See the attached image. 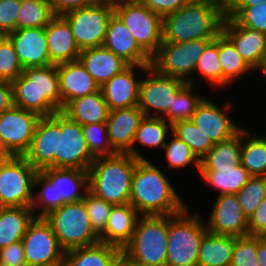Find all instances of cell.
<instances>
[{
  "mask_svg": "<svg viewBox=\"0 0 266 266\" xmlns=\"http://www.w3.org/2000/svg\"><path fill=\"white\" fill-rule=\"evenodd\" d=\"M116 266H151L128 256L122 249L119 252Z\"/></svg>",
  "mask_w": 266,
  "mask_h": 266,
  "instance_id": "obj_55",
  "label": "cell"
},
{
  "mask_svg": "<svg viewBox=\"0 0 266 266\" xmlns=\"http://www.w3.org/2000/svg\"><path fill=\"white\" fill-rule=\"evenodd\" d=\"M206 223L214 234L241 237L249 235L248 218L243 213L236 194L217 195Z\"/></svg>",
  "mask_w": 266,
  "mask_h": 266,
  "instance_id": "obj_19",
  "label": "cell"
},
{
  "mask_svg": "<svg viewBox=\"0 0 266 266\" xmlns=\"http://www.w3.org/2000/svg\"><path fill=\"white\" fill-rule=\"evenodd\" d=\"M144 117L138 106L111 110L106 121L112 148L117 153H128L132 148L140 120Z\"/></svg>",
  "mask_w": 266,
  "mask_h": 266,
  "instance_id": "obj_25",
  "label": "cell"
},
{
  "mask_svg": "<svg viewBox=\"0 0 266 266\" xmlns=\"http://www.w3.org/2000/svg\"><path fill=\"white\" fill-rule=\"evenodd\" d=\"M218 53L222 66V86L227 87L232 82L240 80V75L253 71L222 32L218 35Z\"/></svg>",
  "mask_w": 266,
  "mask_h": 266,
  "instance_id": "obj_36",
  "label": "cell"
},
{
  "mask_svg": "<svg viewBox=\"0 0 266 266\" xmlns=\"http://www.w3.org/2000/svg\"><path fill=\"white\" fill-rule=\"evenodd\" d=\"M139 213L130 204L114 205L105 230L99 235L100 242L122 249L132 238Z\"/></svg>",
  "mask_w": 266,
  "mask_h": 266,
  "instance_id": "obj_28",
  "label": "cell"
},
{
  "mask_svg": "<svg viewBox=\"0 0 266 266\" xmlns=\"http://www.w3.org/2000/svg\"><path fill=\"white\" fill-rule=\"evenodd\" d=\"M231 106L230 102H226L220 108L211 100L204 97L198 104L191 121L206 136H209L214 144L229 140L242 128L238 124H235L229 115H227L230 114L227 112L232 110Z\"/></svg>",
  "mask_w": 266,
  "mask_h": 266,
  "instance_id": "obj_18",
  "label": "cell"
},
{
  "mask_svg": "<svg viewBox=\"0 0 266 266\" xmlns=\"http://www.w3.org/2000/svg\"><path fill=\"white\" fill-rule=\"evenodd\" d=\"M154 163L139 160L132 175L129 203L139 215H174L187 207L174 185Z\"/></svg>",
  "mask_w": 266,
  "mask_h": 266,
  "instance_id": "obj_1",
  "label": "cell"
},
{
  "mask_svg": "<svg viewBox=\"0 0 266 266\" xmlns=\"http://www.w3.org/2000/svg\"><path fill=\"white\" fill-rule=\"evenodd\" d=\"M93 5H108L115 7V0H89Z\"/></svg>",
  "mask_w": 266,
  "mask_h": 266,
  "instance_id": "obj_60",
  "label": "cell"
},
{
  "mask_svg": "<svg viewBox=\"0 0 266 266\" xmlns=\"http://www.w3.org/2000/svg\"><path fill=\"white\" fill-rule=\"evenodd\" d=\"M114 13L124 22L138 45L152 57L162 43L163 18L143 3L120 4Z\"/></svg>",
  "mask_w": 266,
  "mask_h": 266,
  "instance_id": "obj_12",
  "label": "cell"
},
{
  "mask_svg": "<svg viewBox=\"0 0 266 266\" xmlns=\"http://www.w3.org/2000/svg\"><path fill=\"white\" fill-rule=\"evenodd\" d=\"M206 81L215 87H222V66L218 53V36L205 48L195 68Z\"/></svg>",
  "mask_w": 266,
  "mask_h": 266,
  "instance_id": "obj_41",
  "label": "cell"
},
{
  "mask_svg": "<svg viewBox=\"0 0 266 266\" xmlns=\"http://www.w3.org/2000/svg\"><path fill=\"white\" fill-rule=\"evenodd\" d=\"M13 43L7 37L0 45V80L14 81L23 72Z\"/></svg>",
  "mask_w": 266,
  "mask_h": 266,
  "instance_id": "obj_47",
  "label": "cell"
},
{
  "mask_svg": "<svg viewBox=\"0 0 266 266\" xmlns=\"http://www.w3.org/2000/svg\"><path fill=\"white\" fill-rule=\"evenodd\" d=\"M103 46L129 65H151V57L138 45L130 30L115 13L108 22Z\"/></svg>",
  "mask_w": 266,
  "mask_h": 266,
  "instance_id": "obj_21",
  "label": "cell"
},
{
  "mask_svg": "<svg viewBox=\"0 0 266 266\" xmlns=\"http://www.w3.org/2000/svg\"><path fill=\"white\" fill-rule=\"evenodd\" d=\"M41 186V190L33 195L31 203L35 217H44L65 203L82 200L89 190L88 171L75 168H45L38 171L34 181V188ZM40 207L38 214L36 211Z\"/></svg>",
  "mask_w": 266,
  "mask_h": 266,
  "instance_id": "obj_3",
  "label": "cell"
},
{
  "mask_svg": "<svg viewBox=\"0 0 266 266\" xmlns=\"http://www.w3.org/2000/svg\"><path fill=\"white\" fill-rule=\"evenodd\" d=\"M221 32L233 43L245 63L256 71L266 50V34L242 26L228 15L224 17Z\"/></svg>",
  "mask_w": 266,
  "mask_h": 266,
  "instance_id": "obj_20",
  "label": "cell"
},
{
  "mask_svg": "<svg viewBox=\"0 0 266 266\" xmlns=\"http://www.w3.org/2000/svg\"><path fill=\"white\" fill-rule=\"evenodd\" d=\"M56 16L48 0H21L16 30L45 27Z\"/></svg>",
  "mask_w": 266,
  "mask_h": 266,
  "instance_id": "obj_38",
  "label": "cell"
},
{
  "mask_svg": "<svg viewBox=\"0 0 266 266\" xmlns=\"http://www.w3.org/2000/svg\"><path fill=\"white\" fill-rule=\"evenodd\" d=\"M114 8L108 5H90L71 10L61 16L68 22L80 50L103 46L108 22Z\"/></svg>",
  "mask_w": 266,
  "mask_h": 266,
  "instance_id": "obj_11",
  "label": "cell"
},
{
  "mask_svg": "<svg viewBox=\"0 0 266 266\" xmlns=\"http://www.w3.org/2000/svg\"><path fill=\"white\" fill-rule=\"evenodd\" d=\"M262 2H266V0H236L232 5L255 6V5L261 4Z\"/></svg>",
  "mask_w": 266,
  "mask_h": 266,
  "instance_id": "obj_59",
  "label": "cell"
},
{
  "mask_svg": "<svg viewBox=\"0 0 266 266\" xmlns=\"http://www.w3.org/2000/svg\"><path fill=\"white\" fill-rule=\"evenodd\" d=\"M21 0L0 1V31L7 35L16 30L17 13Z\"/></svg>",
  "mask_w": 266,
  "mask_h": 266,
  "instance_id": "obj_49",
  "label": "cell"
},
{
  "mask_svg": "<svg viewBox=\"0 0 266 266\" xmlns=\"http://www.w3.org/2000/svg\"><path fill=\"white\" fill-rule=\"evenodd\" d=\"M226 9H228L236 0H218Z\"/></svg>",
  "mask_w": 266,
  "mask_h": 266,
  "instance_id": "obj_63",
  "label": "cell"
},
{
  "mask_svg": "<svg viewBox=\"0 0 266 266\" xmlns=\"http://www.w3.org/2000/svg\"><path fill=\"white\" fill-rule=\"evenodd\" d=\"M142 3L163 18L188 4V0H144Z\"/></svg>",
  "mask_w": 266,
  "mask_h": 266,
  "instance_id": "obj_52",
  "label": "cell"
},
{
  "mask_svg": "<svg viewBox=\"0 0 266 266\" xmlns=\"http://www.w3.org/2000/svg\"><path fill=\"white\" fill-rule=\"evenodd\" d=\"M138 161L129 153L95 158L87 170L88 191L114 205L129 203L132 175Z\"/></svg>",
  "mask_w": 266,
  "mask_h": 266,
  "instance_id": "obj_4",
  "label": "cell"
},
{
  "mask_svg": "<svg viewBox=\"0 0 266 266\" xmlns=\"http://www.w3.org/2000/svg\"><path fill=\"white\" fill-rule=\"evenodd\" d=\"M23 69L52 64L46 44L45 27L22 28L8 34Z\"/></svg>",
  "mask_w": 266,
  "mask_h": 266,
  "instance_id": "obj_23",
  "label": "cell"
},
{
  "mask_svg": "<svg viewBox=\"0 0 266 266\" xmlns=\"http://www.w3.org/2000/svg\"><path fill=\"white\" fill-rule=\"evenodd\" d=\"M44 218L51 225L64 251L100 242L99 235L91 227L83 200L65 203Z\"/></svg>",
  "mask_w": 266,
  "mask_h": 266,
  "instance_id": "obj_8",
  "label": "cell"
},
{
  "mask_svg": "<svg viewBox=\"0 0 266 266\" xmlns=\"http://www.w3.org/2000/svg\"><path fill=\"white\" fill-rule=\"evenodd\" d=\"M45 34L52 64L57 65L79 59L81 50L75 42L68 22L61 15H56L45 26Z\"/></svg>",
  "mask_w": 266,
  "mask_h": 266,
  "instance_id": "obj_26",
  "label": "cell"
},
{
  "mask_svg": "<svg viewBox=\"0 0 266 266\" xmlns=\"http://www.w3.org/2000/svg\"><path fill=\"white\" fill-rule=\"evenodd\" d=\"M37 173L24 157L0 165V207H31Z\"/></svg>",
  "mask_w": 266,
  "mask_h": 266,
  "instance_id": "obj_10",
  "label": "cell"
},
{
  "mask_svg": "<svg viewBox=\"0 0 266 266\" xmlns=\"http://www.w3.org/2000/svg\"><path fill=\"white\" fill-rule=\"evenodd\" d=\"M58 133H60V111L39 118L30 148L23 156L36 170L55 168Z\"/></svg>",
  "mask_w": 266,
  "mask_h": 266,
  "instance_id": "obj_17",
  "label": "cell"
},
{
  "mask_svg": "<svg viewBox=\"0 0 266 266\" xmlns=\"http://www.w3.org/2000/svg\"><path fill=\"white\" fill-rule=\"evenodd\" d=\"M34 218L31 207H0V249L21 241Z\"/></svg>",
  "mask_w": 266,
  "mask_h": 266,
  "instance_id": "obj_34",
  "label": "cell"
},
{
  "mask_svg": "<svg viewBox=\"0 0 266 266\" xmlns=\"http://www.w3.org/2000/svg\"><path fill=\"white\" fill-rule=\"evenodd\" d=\"M11 157L12 155L0 144V165L5 164Z\"/></svg>",
  "mask_w": 266,
  "mask_h": 266,
  "instance_id": "obj_58",
  "label": "cell"
},
{
  "mask_svg": "<svg viewBox=\"0 0 266 266\" xmlns=\"http://www.w3.org/2000/svg\"><path fill=\"white\" fill-rule=\"evenodd\" d=\"M149 77L141 78L138 108L144 116L162 118L172 106L175 94L186 84L177 77L165 76L148 66Z\"/></svg>",
  "mask_w": 266,
  "mask_h": 266,
  "instance_id": "obj_13",
  "label": "cell"
},
{
  "mask_svg": "<svg viewBox=\"0 0 266 266\" xmlns=\"http://www.w3.org/2000/svg\"><path fill=\"white\" fill-rule=\"evenodd\" d=\"M82 131L94 158L117 154L110 144L106 123L87 124L82 126Z\"/></svg>",
  "mask_w": 266,
  "mask_h": 266,
  "instance_id": "obj_45",
  "label": "cell"
},
{
  "mask_svg": "<svg viewBox=\"0 0 266 266\" xmlns=\"http://www.w3.org/2000/svg\"><path fill=\"white\" fill-rule=\"evenodd\" d=\"M256 70L263 72V77L265 78V81H266V50H265L264 56L262 57L260 65Z\"/></svg>",
  "mask_w": 266,
  "mask_h": 266,
  "instance_id": "obj_61",
  "label": "cell"
},
{
  "mask_svg": "<svg viewBox=\"0 0 266 266\" xmlns=\"http://www.w3.org/2000/svg\"><path fill=\"white\" fill-rule=\"evenodd\" d=\"M199 173L210 187L219 191L218 195L236 194L251 177L242 164L224 168H200Z\"/></svg>",
  "mask_w": 266,
  "mask_h": 266,
  "instance_id": "obj_33",
  "label": "cell"
},
{
  "mask_svg": "<svg viewBox=\"0 0 266 266\" xmlns=\"http://www.w3.org/2000/svg\"><path fill=\"white\" fill-rule=\"evenodd\" d=\"M8 37V35L2 31H0V45L3 43V41Z\"/></svg>",
  "mask_w": 266,
  "mask_h": 266,
  "instance_id": "obj_65",
  "label": "cell"
},
{
  "mask_svg": "<svg viewBox=\"0 0 266 266\" xmlns=\"http://www.w3.org/2000/svg\"><path fill=\"white\" fill-rule=\"evenodd\" d=\"M147 67L129 65L100 87L110 111L138 106L141 79H136L135 70L141 69L145 71Z\"/></svg>",
  "mask_w": 266,
  "mask_h": 266,
  "instance_id": "obj_22",
  "label": "cell"
},
{
  "mask_svg": "<svg viewBox=\"0 0 266 266\" xmlns=\"http://www.w3.org/2000/svg\"><path fill=\"white\" fill-rule=\"evenodd\" d=\"M27 266L64 262V250L44 217H35L22 238Z\"/></svg>",
  "mask_w": 266,
  "mask_h": 266,
  "instance_id": "obj_16",
  "label": "cell"
},
{
  "mask_svg": "<svg viewBox=\"0 0 266 266\" xmlns=\"http://www.w3.org/2000/svg\"><path fill=\"white\" fill-rule=\"evenodd\" d=\"M33 266H65L64 262H53L50 264H41V265H33Z\"/></svg>",
  "mask_w": 266,
  "mask_h": 266,
  "instance_id": "obj_64",
  "label": "cell"
},
{
  "mask_svg": "<svg viewBox=\"0 0 266 266\" xmlns=\"http://www.w3.org/2000/svg\"><path fill=\"white\" fill-rule=\"evenodd\" d=\"M168 215H141L131 240L122 250L151 266H166Z\"/></svg>",
  "mask_w": 266,
  "mask_h": 266,
  "instance_id": "obj_7",
  "label": "cell"
},
{
  "mask_svg": "<svg viewBox=\"0 0 266 266\" xmlns=\"http://www.w3.org/2000/svg\"><path fill=\"white\" fill-rule=\"evenodd\" d=\"M11 83L15 106L37 113L40 117L62 111L56 64L26 68Z\"/></svg>",
  "mask_w": 266,
  "mask_h": 266,
  "instance_id": "obj_2",
  "label": "cell"
},
{
  "mask_svg": "<svg viewBox=\"0 0 266 266\" xmlns=\"http://www.w3.org/2000/svg\"><path fill=\"white\" fill-rule=\"evenodd\" d=\"M56 15L65 14L71 10L92 5L89 0H48Z\"/></svg>",
  "mask_w": 266,
  "mask_h": 266,
  "instance_id": "obj_53",
  "label": "cell"
},
{
  "mask_svg": "<svg viewBox=\"0 0 266 266\" xmlns=\"http://www.w3.org/2000/svg\"><path fill=\"white\" fill-rule=\"evenodd\" d=\"M230 266H259L257 258V236L235 237Z\"/></svg>",
  "mask_w": 266,
  "mask_h": 266,
  "instance_id": "obj_48",
  "label": "cell"
},
{
  "mask_svg": "<svg viewBox=\"0 0 266 266\" xmlns=\"http://www.w3.org/2000/svg\"><path fill=\"white\" fill-rule=\"evenodd\" d=\"M79 60L100 87L129 66L127 62L104 46L82 50Z\"/></svg>",
  "mask_w": 266,
  "mask_h": 266,
  "instance_id": "obj_27",
  "label": "cell"
},
{
  "mask_svg": "<svg viewBox=\"0 0 266 266\" xmlns=\"http://www.w3.org/2000/svg\"><path fill=\"white\" fill-rule=\"evenodd\" d=\"M173 135V138L166 142L163 149L165 151L167 168L169 169H180L189 164H194L198 171L200 170V160L192 152L191 148L175 136L173 133H170V136Z\"/></svg>",
  "mask_w": 266,
  "mask_h": 266,
  "instance_id": "obj_44",
  "label": "cell"
},
{
  "mask_svg": "<svg viewBox=\"0 0 266 266\" xmlns=\"http://www.w3.org/2000/svg\"><path fill=\"white\" fill-rule=\"evenodd\" d=\"M194 85L186 83L174 96L172 106L169 108L164 118L173 124L178 121L191 120L198 104L204 96L192 94Z\"/></svg>",
  "mask_w": 266,
  "mask_h": 266,
  "instance_id": "obj_39",
  "label": "cell"
},
{
  "mask_svg": "<svg viewBox=\"0 0 266 266\" xmlns=\"http://www.w3.org/2000/svg\"><path fill=\"white\" fill-rule=\"evenodd\" d=\"M0 266H27L22 241L0 249Z\"/></svg>",
  "mask_w": 266,
  "mask_h": 266,
  "instance_id": "obj_50",
  "label": "cell"
},
{
  "mask_svg": "<svg viewBox=\"0 0 266 266\" xmlns=\"http://www.w3.org/2000/svg\"><path fill=\"white\" fill-rule=\"evenodd\" d=\"M241 164V129L229 140L215 143L200 160V168H224Z\"/></svg>",
  "mask_w": 266,
  "mask_h": 266,
  "instance_id": "obj_37",
  "label": "cell"
},
{
  "mask_svg": "<svg viewBox=\"0 0 266 266\" xmlns=\"http://www.w3.org/2000/svg\"><path fill=\"white\" fill-rule=\"evenodd\" d=\"M144 0H115V6L120 4L142 3Z\"/></svg>",
  "mask_w": 266,
  "mask_h": 266,
  "instance_id": "obj_62",
  "label": "cell"
},
{
  "mask_svg": "<svg viewBox=\"0 0 266 266\" xmlns=\"http://www.w3.org/2000/svg\"><path fill=\"white\" fill-rule=\"evenodd\" d=\"M214 39H195L179 43L162 42L151 57V67L158 73L177 77L194 85L192 74L206 46Z\"/></svg>",
  "mask_w": 266,
  "mask_h": 266,
  "instance_id": "obj_9",
  "label": "cell"
},
{
  "mask_svg": "<svg viewBox=\"0 0 266 266\" xmlns=\"http://www.w3.org/2000/svg\"><path fill=\"white\" fill-rule=\"evenodd\" d=\"M82 200L86 206L91 227L98 235H100L107 226L108 218L114 204L96 197L89 191L86 192L85 197Z\"/></svg>",
  "mask_w": 266,
  "mask_h": 266,
  "instance_id": "obj_46",
  "label": "cell"
},
{
  "mask_svg": "<svg viewBox=\"0 0 266 266\" xmlns=\"http://www.w3.org/2000/svg\"><path fill=\"white\" fill-rule=\"evenodd\" d=\"M62 111L73 99L84 97L100 90L98 83L86 71L80 60L57 64Z\"/></svg>",
  "mask_w": 266,
  "mask_h": 266,
  "instance_id": "obj_24",
  "label": "cell"
},
{
  "mask_svg": "<svg viewBox=\"0 0 266 266\" xmlns=\"http://www.w3.org/2000/svg\"><path fill=\"white\" fill-rule=\"evenodd\" d=\"M94 159L87 147L82 126L60 111L55 168L88 170Z\"/></svg>",
  "mask_w": 266,
  "mask_h": 266,
  "instance_id": "obj_15",
  "label": "cell"
},
{
  "mask_svg": "<svg viewBox=\"0 0 266 266\" xmlns=\"http://www.w3.org/2000/svg\"><path fill=\"white\" fill-rule=\"evenodd\" d=\"M40 116L13 105L0 114V144L12 155L23 157L30 148Z\"/></svg>",
  "mask_w": 266,
  "mask_h": 266,
  "instance_id": "obj_14",
  "label": "cell"
},
{
  "mask_svg": "<svg viewBox=\"0 0 266 266\" xmlns=\"http://www.w3.org/2000/svg\"><path fill=\"white\" fill-rule=\"evenodd\" d=\"M241 164L251 176H266V137L241 128Z\"/></svg>",
  "mask_w": 266,
  "mask_h": 266,
  "instance_id": "obj_35",
  "label": "cell"
},
{
  "mask_svg": "<svg viewBox=\"0 0 266 266\" xmlns=\"http://www.w3.org/2000/svg\"><path fill=\"white\" fill-rule=\"evenodd\" d=\"M172 133L185 142L199 160L214 146L209 136H206L191 120L173 123Z\"/></svg>",
  "mask_w": 266,
  "mask_h": 266,
  "instance_id": "obj_40",
  "label": "cell"
},
{
  "mask_svg": "<svg viewBox=\"0 0 266 266\" xmlns=\"http://www.w3.org/2000/svg\"><path fill=\"white\" fill-rule=\"evenodd\" d=\"M249 235L266 237V197L248 218Z\"/></svg>",
  "mask_w": 266,
  "mask_h": 266,
  "instance_id": "obj_51",
  "label": "cell"
},
{
  "mask_svg": "<svg viewBox=\"0 0 266 266\" xmlns=\"http://www.w3.org/2000/svg\"><path fill=\"white\" fill-rule=\"evenodd\" d=\"M170 128V129H169ZM172 133V124L161 117L154 116H144L139 123L138 129L134 141L132 143V148L128 152L134 158L139 160H147L142 153H139L136 149V143L142 147H153L163 149L165 143L167 142L168 133Z\"/></svg>",
  "mask_w": 266,
  "mask_h": 266,
  "instance_id": "obj_30",
  "label": "cell"
},
{
  "mask_svg": "<svg viewBox=\"0 0 266 266\" xmlns=\"http://www.w3.org/2000/svg\"><path fill=\"white\" fill-rule=\"evenodd\" d=\"M13 105L12 83L10 81L0 80V114Z\"/></svg>",
  "mask_w": 266,
  "mask_h": 266,
  "instance_id": "obj_54",
  "label": "cell"
},
{
  "mask_svg": "<svg viewBox=\"0 0 266 266\" xmlns=\"http://www.w3.org/2000/svg\"><path fill=\"white\" fill-rule=\"evenodd\" d=\"M198 214H190L187 206L177 214L168 215L166 266H197L201 241L208 231Z\"/></svg>",
  "mask_w": 266,
  "mask_h": 266,
  "instance_id": "obj_6",
  "label": "cell"
},
{
  "mask_svg": "<svg viewBox=\"0 0 266 266\" xmlns=\"http://www.w3.org/2000/svg\"><path fill=\"white\" fill-rule=\"evenodd\" d=\"M188 3L217 5L220 6L225 12L227 10L218 0H188Z\"/></svg>",
  "mask_w": 266,
  "mask_h": 266,
  "instance_id": "obj_57",
  "label": "cell"
},
{
  "mask_svg": "<svg viewBox=\"0 0 266 266\" xmlns=\"http://www.w3.org/2000/svg\"><path fill=\"white\" fill-rule=\"evenodd\" d=\"M226 15L234 18L240 25L266 34V2L250 5H231Z\"/></svg>",
  "mask_w": 266,
  "mask_h": 266,
  "instance_id": "obj_42",
  "label": "cell"
},
{
  "mask_svg": "<svg viewBox=\"0 0 266 266\" xmlns=\"http://www.w3.org/2000/svg\"><path fill=\"white\" fill-rule=\"evenodd\" d=\"M225 15L217 5L188 3L163 17L162 42L215 39L221 33Z\"/></svg>",
  "mask_w": 266,
  "mask_h": 266,
  "instance_id": "obj_5",
  "label": "cell"
},
{
  "mask_svg": "<svg viewBox=\"0 0 266 266\" xmlns=\"http://www.w3.org/2000/svg\"><path fill=\"white\" fill-rule=\"evenodd\" d=\"M257 258L259 266H266V237L257 236Z\"/></svg>",
  "mask_w": 266,
  "mask_h": 266,
  "instance_id": "obj_56",
  "label": "cell"
},
{
  "mask_svg": "<svg viewBox=\"0 0 266 266\" xmlns=\"http://www.w3.org/2000/svg\"><path fill=\"white\" fill-rule=\"evenodd\" d=\"M120 248L106 243H97L64 252L65 266H116Z\"/></svg>",
  "mask_w": 266,
  "mask_h": 266,
  "instance_id": "obj_31",
  "label": "cell"
},
{
  "mask_svg": "<svg viewBox=\"0 0 266 266\" xmlns=\"http://www.w3.org/2000/svg\"><path fill=\"white\" fill-rule=\"evenodd\" d=\"M81 126L106 123L110 110L101 89L95 93L73 99L62 111Z\"/></svg>",
  "mask_w": 266,
  "mask_h": 266,
  "instance_id": "obj_29",
  "label": "cell"
},
{
  "mask_svg": "<svg viewBox=\"0 0 266 266\" xmlns=\"http://www.w3.org/2000/svg\"><path fill=\"white\" fill-rule=\"evenodd\" d=\"M236 196L243 213L249 218L266 197V176H251Z\"/></svg>",
  "mask_w": 266,
  "mask_h": 266,
  "instance_id": "obj_43",
  "label": "cell"
},
{
  "mask_svg": "<svg viewBox=\"0 0 266 266\" xmlns=\"http://www.w3.org/2000/svg\"><path fill=\"white\" fill-rule=\"evenodd\" d=\"M235 237L207 231L201 241L197 266H230Z\"/></svg>",
  "mask_w": 266,
  "mask_h": 266,
  "instance_id": "obj_32",
  "label": "cell"
}]
</instances>
